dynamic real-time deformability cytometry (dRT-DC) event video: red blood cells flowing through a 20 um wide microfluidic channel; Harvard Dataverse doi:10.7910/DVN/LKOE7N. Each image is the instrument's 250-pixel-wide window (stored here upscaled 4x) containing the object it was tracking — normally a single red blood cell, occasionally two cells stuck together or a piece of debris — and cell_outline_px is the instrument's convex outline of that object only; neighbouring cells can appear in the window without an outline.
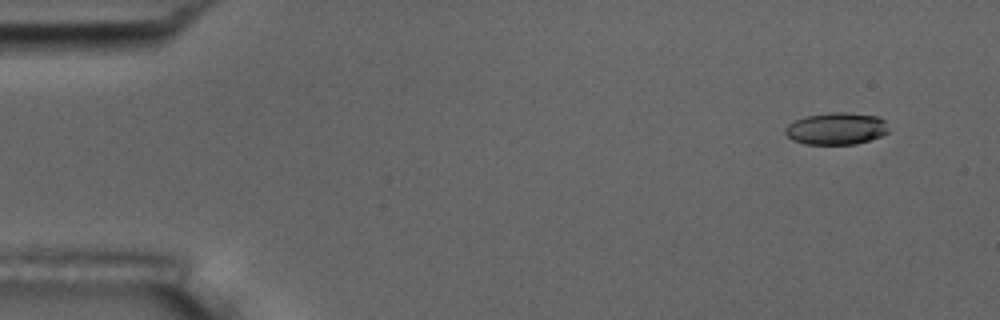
{"species": "common noctule bat (a hibernating species)", "species_latin": "Nyctalus noctula", "temperature_condition": "room temperature", "stored_images_in_passage": 8, "camera_frame_rate_fps": 3000, "um_per_image_px": 0.085, "animal": {"sex": "male", "body_mass_g": 17.5, "forearm_length_mm": 52.3}, "frame": {"image": 1, "passage_image": 2, "time_ms": 1.0, "image_size_px": [1000, 320], "cell_outline_px": [[888, 132], [880, 136], [856, 144], [804, 144], [792, 140], [784, 132], [784, 128], [788, 124], [804, 116], [828, 112], [848, 112], [876, 116], [884, 120], [888, 128]], "centroid_in_image_um": [71.05, 10.92], "position_along_channel_um": 13.9, "area_um2": 19.36}}
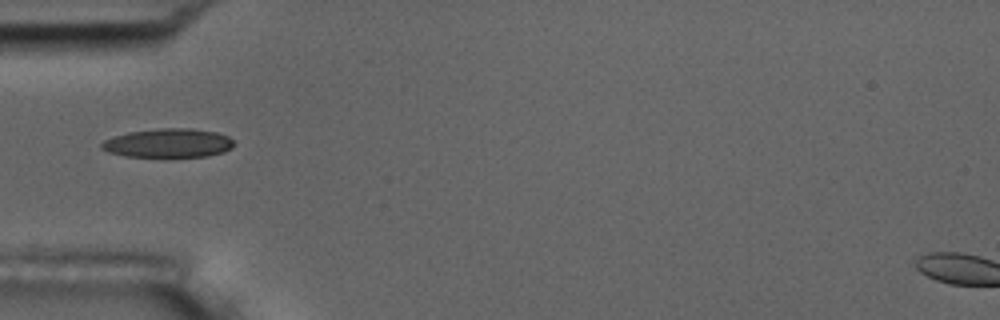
{"frame": {"image": 2, "passage_image": 6, "time_ms": 5.667, "image_size_px": [1000, 320], "cell_outline_px": [[236, 144], [232, 148], [224, 152], [208, 156], [124, 156], [108, 152], [100, 148], [100, 144], [104, 140], [112, 136], [128, 132], [160, 128], [188, 128], [216, 132], [228, 136]], "centroid_in_image_um": [14.29, 12.15], "position_along_channel_um": 70.7, "area_um2": 22.31}}